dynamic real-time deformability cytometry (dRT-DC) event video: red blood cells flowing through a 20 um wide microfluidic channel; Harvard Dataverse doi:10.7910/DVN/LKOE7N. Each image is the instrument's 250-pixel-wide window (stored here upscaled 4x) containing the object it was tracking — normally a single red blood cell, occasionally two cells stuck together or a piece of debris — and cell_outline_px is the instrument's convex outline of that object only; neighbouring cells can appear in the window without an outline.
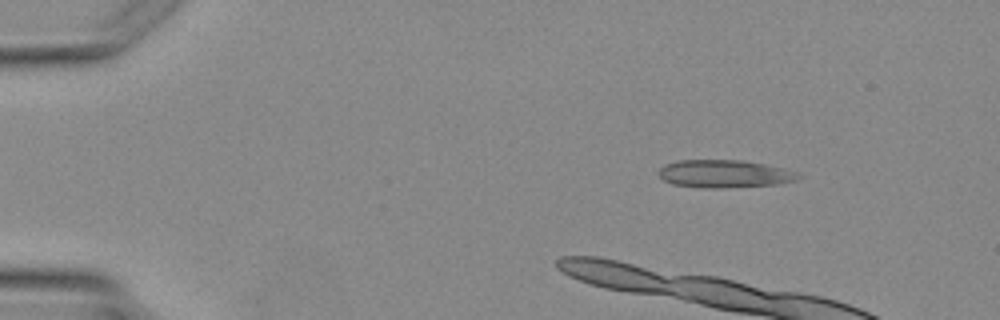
{"species": "Egyptian fruit bat (a non-hibernating species)", "species_latin": "Rousettus aegyptiacus", "temperature_condition": "warm", "stored_images_in_passage": 3, "camera_frame_rate_fps": 3000, "um_per_image_px": 0.085, "animal": {"sex": "female"}, "frame": {"image": 1, "passage_image": 1, "time_ms": 0.0, "image_size_px": [1000, 320], "cell_outline_px": [[804, 176], [796, 180], [776, 184], [720, 188], [704, 188], [672, 184], [664, 180], [656, 172], [664, 164], [676, 160], [740, 160], [764, 164], [800, 172]], "centroid_in_image_um": [61.57, 14.77], "position_along_channel_um": 23.4, "area_um2": 22.72}}